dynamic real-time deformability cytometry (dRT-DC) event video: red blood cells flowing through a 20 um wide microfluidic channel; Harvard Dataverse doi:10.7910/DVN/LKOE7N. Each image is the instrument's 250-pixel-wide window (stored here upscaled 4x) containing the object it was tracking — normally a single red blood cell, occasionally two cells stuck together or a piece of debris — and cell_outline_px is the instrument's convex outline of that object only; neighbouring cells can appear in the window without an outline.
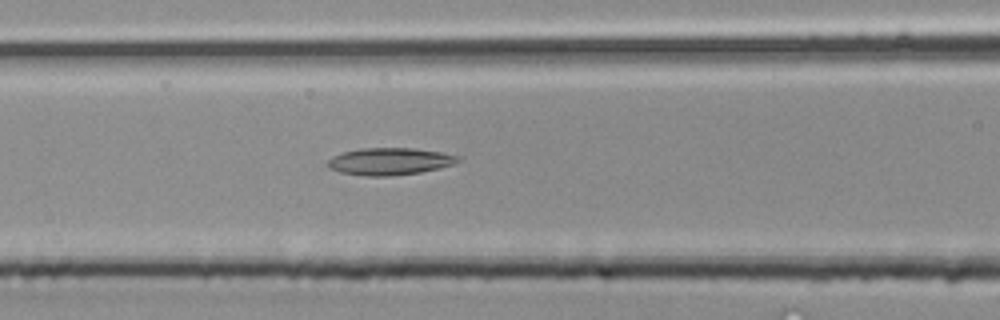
{"species": "common noctule bat (a hibernating species)", "species_latin": "Nyctalus noctula", "temperature_condition": "room temperature", "stored_images_in_passage": 23, "camera_frame_rate_fps": 3000, "um_per_image_px": 0.085, "animal": {"sex": "male", "body_mass_g": 20.4}, "frame": {"image": 1, "passage_image": 13, "time_ms": 4.0, "image_size_px": [1000, 320], "cell_outline_px": [[460, 160], [452, 164], [440, 168], [420, 172], [392, 176], [364, 176], [340, 172], [328, 168], [328, 160], [332, 156], [344, 152], [360, 148], [416, 148], [440, 152], [456, 156]], "centroid_in_image_um": [33.08, 13.72], "position_along_channel_um": 133.5, "area_um2": 20.52}}
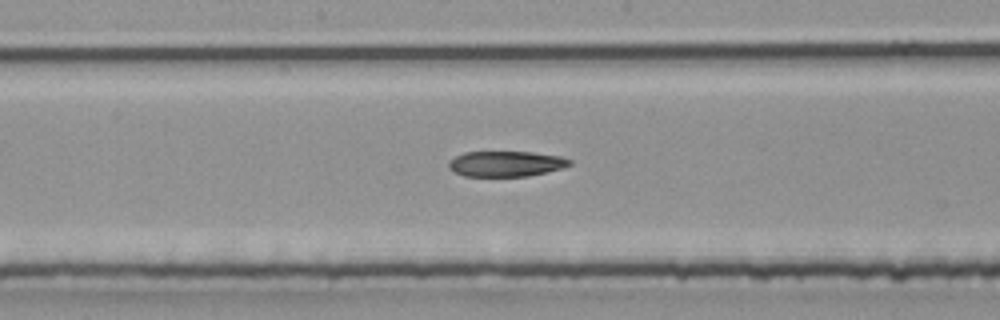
{"frame": {"image": 2, "passage_image": 17, "time_ms": 5.333, "image_size_px": [1000, 320], "cell_outline_px": [[572, 164], [564, 168], [528, 176], [464, 176], [448, 168], [448, 160], [464, 152], [532, 152], [560, 156], [572, 160]], "centroid_in_image_um": [43.02, 13.92], "position_along_channel_um": 205.2, "area_um2": 18.03}}
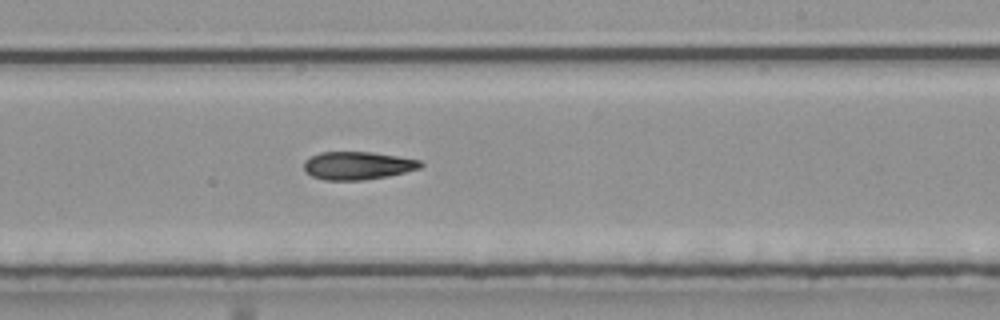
{"frame": {"image": 3, "passage_image": 20, "time_ms": 6.333, "image_size_px": [1000, 320], "cell_outline_px": [[424, 164], [420, 168], [388, 176], [364, 180], [324, 180], [312, 176], [304, 172], [304, 160], [320, 152], [372, 152], [420, 160]], "centroid_in_image_um": [30.37, 14.08], "position_along_channel_um": 258.6, "area_um2": 19.02}}